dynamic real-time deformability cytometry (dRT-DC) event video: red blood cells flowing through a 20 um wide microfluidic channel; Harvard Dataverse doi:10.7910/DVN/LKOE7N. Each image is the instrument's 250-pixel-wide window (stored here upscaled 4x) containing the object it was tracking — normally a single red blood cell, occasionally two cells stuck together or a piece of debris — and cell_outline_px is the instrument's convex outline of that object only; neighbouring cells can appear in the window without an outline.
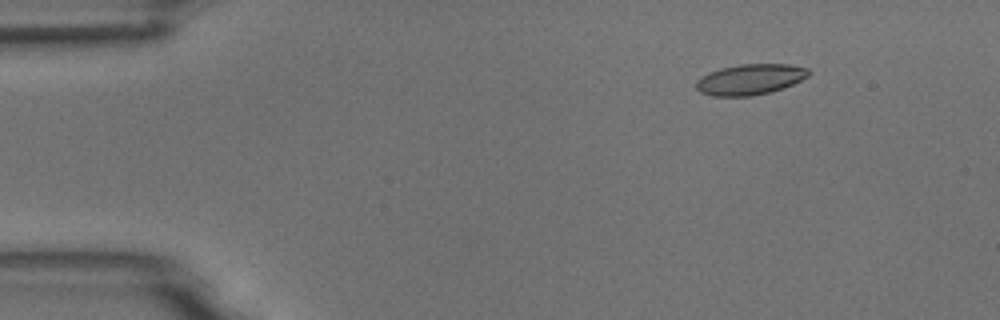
{"species": "common noctule bat (a hibernating species)", "species_latin": "Nyctalus noctula", "temperature_condition": "room temperature", "stored_images_in_passage": 4, "camera_frame_rate_fps": 3000, "um_per_image_px": 0.085, "animal": {"sex": "male", "body_mass_g": 18.8}, "frame": {"image": 1, "passage_image": 2, "time_ms": 1.0, "image_size_px": [1000, 320], "cell_outline_px": [[812, 72], [808, 76], [792, 84], [772, 92], [752, 96], [712, 96], [700, 92], [696, 88], [696, 80], [700, 76], [708, 72], [720, 68], [740, 64], [788, 64], [808, 68]], "centroid_in_image_um": [63.74, 6.75], "position_along_channel_um": 21.3, "area_um2": 20.29}}
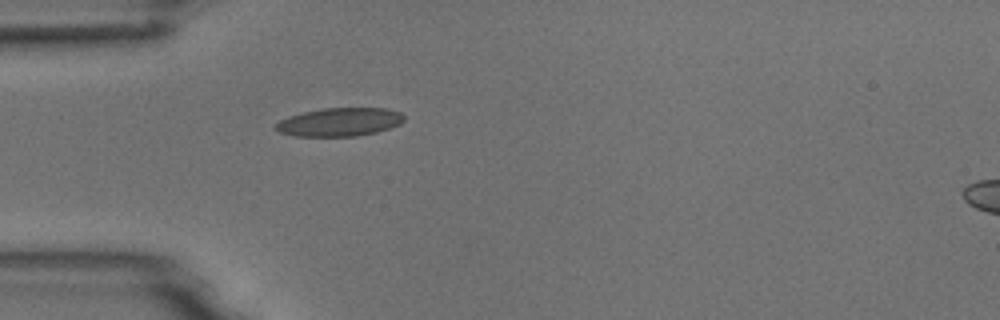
{"frame": {"image": 2, "passage_image": 4, "time_ms": 4.0, "image_size_px": [1000, 320], "cell_outline_px": [[404, 120], [400, 124], [376, 132], [356, 136], [292, 136], [280, 132], [272, 128], [280, 120], [288, 116], [304, 112], [324, 108], [388, 108], [400, 112], [404, 116]], "centroid_in_image_um": [28.85, 10.37], "position_along_channel_um": 56.2, "area_um2": 21.27}}